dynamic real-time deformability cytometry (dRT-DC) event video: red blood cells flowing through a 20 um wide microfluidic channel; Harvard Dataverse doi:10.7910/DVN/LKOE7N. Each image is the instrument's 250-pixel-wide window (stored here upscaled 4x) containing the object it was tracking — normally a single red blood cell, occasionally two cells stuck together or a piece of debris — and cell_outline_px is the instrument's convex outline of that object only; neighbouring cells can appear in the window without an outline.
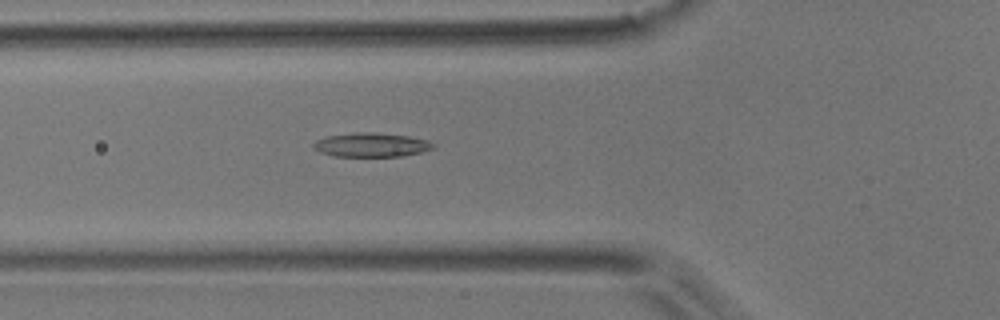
{"species": "common noctule bat (a hibernating species)", "species_latin": "Nyctalus noctula", "temperature_condition": "room temperature", "stored_images_in_passage": 4, "segment_of_instrument_passage": [1, 2], "camera_frame_rate_fps": 3000, "um_per_image_px": 0.085, "animal": {"sex": "male", "body_mass_g": 17.9}, "frame": {"image": 1, "passage_image": 3, "time_ms": 2.333, "image_size_px": [1000, 320], "cell_outline_px": [[436, 148], [420, 152], [400, 156], [332, 156], [320, 152], [312, 148], [312, 144], [316, 140], [328, 136], [356, 132], [376, 132], [408, 136], [428, 140], [436, 144]], "centroid_in_image_um": [31.57, 12.31], "position_along_channel_um": 94.2, "area_um2": 16.88}}